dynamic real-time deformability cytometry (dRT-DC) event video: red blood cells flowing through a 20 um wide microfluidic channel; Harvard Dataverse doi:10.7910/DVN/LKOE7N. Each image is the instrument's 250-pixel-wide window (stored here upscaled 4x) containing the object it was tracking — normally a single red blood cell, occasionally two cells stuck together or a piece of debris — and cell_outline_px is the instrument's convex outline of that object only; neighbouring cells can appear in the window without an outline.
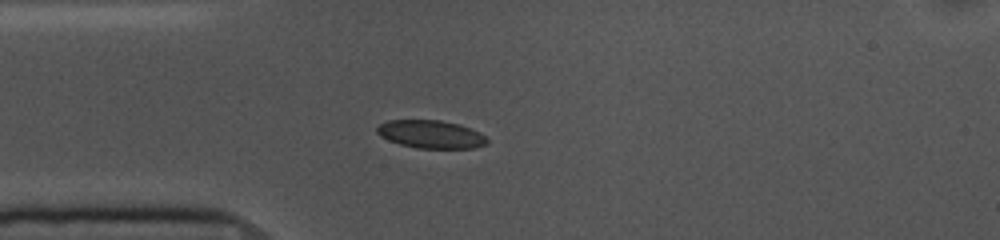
{"species": "common noctule bat (a hibernating species)", "species_latin": "Nyctalus noctula", "temperature_condition": "cold", "stored_images_in_passage": 42, "camera_frame_rate_fps": 3000, "um_per_image_px": 0.085, "animal": {"sex": "female", "body_mass_g": 10.0, "forearm_length_mm": 53.1}, "frame": {"image": 1, "passage_image": 1, "time_ms": 0.0, "image_size_px": [1000, 240], "cell_outline_px": [[488, 144], [476, 148], [416, 148], [400, 144], [388, 140], [380, 136], [376, 132], [376, 128], [380, 124], [388, 120], [440, 120], [460, 124], [480, 132], [488, 140]], "centroid_in_image_um": [36.63, 11.41], "position_along_channel_um": 48.4, "area_um2": 18.09}}
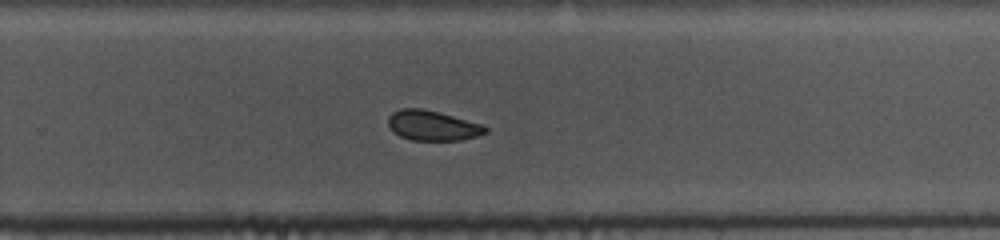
{"frame": {"image": 2, "passage_image": 22, "time_ms": 7.0, "image_size_px": [1000, 240], "cell_outline_px": [[488, 132], [476, 136], [460, 140], [412, 140], [400, 136], [392, 132], [388, 124], [388, 116], [392, 112], [400, 108], [420, 108], [484, 124], [488, 128]], "centroid_in_image_um": [36.75, 10.67], "position_along_channel_um": 293.1, "area_um2": 16.99}}
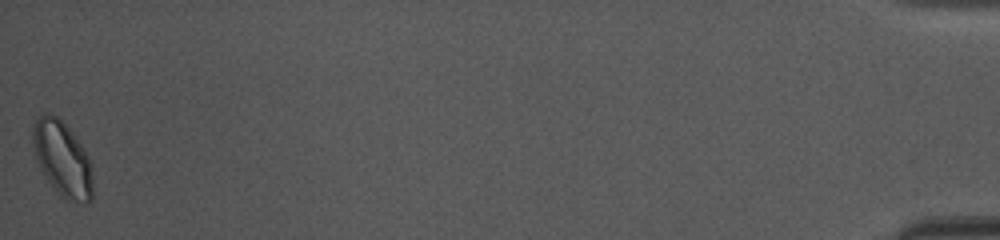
{"frame": {"image": 3, "passage_image": 42, "time_ms": 13.667, "image_size_px": [1000, 240], "cell_outline_px": [[92, 200], [84, 204], [64, 200], [60, 196], [44, 176], [36, 160], [32, 140], [32, 128], [36, 120], [40, 116], [48, 112], [56, 116], [68, 128], [80, 144], [88, 156], [92, 164]], "centroid_in_image_um": [5.3, 13.55], "position_along_channel_um": 429.9, "area_um2": 26.3}, "authors_computed_cell_mechanics": {"area_um2": 18.3515, "velocity_mm_per_s": 3.5901, "shape_relaxation_time_tau1_ms": 3.3413, "shape_relaxation_time_tau2_ms": 6.9432, "deformation_change_tau1": 0.0502, "deformation_change_tau2": 0.0726}}